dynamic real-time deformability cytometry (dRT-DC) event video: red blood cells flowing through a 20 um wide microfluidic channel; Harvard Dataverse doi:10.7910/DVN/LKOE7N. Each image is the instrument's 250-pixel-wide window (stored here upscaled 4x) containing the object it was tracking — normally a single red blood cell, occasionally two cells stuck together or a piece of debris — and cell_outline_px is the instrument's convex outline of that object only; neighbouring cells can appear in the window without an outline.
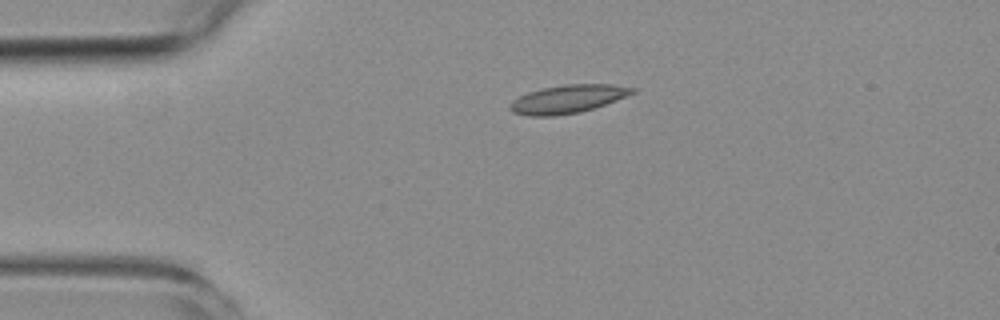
{"species": "common noctule bat (a hibernating species)", "species_latin": "Nyctalus noctula", "temperature_condition": "room temperature", "stored_images_in_passage": 3, "camera_frame_rate_fps": 3000, "um_per_image_px": 0.085, "animal": {"sex": "female", "body_mass_g": 19.3, "forearm_length_mm": 54.1}, "frame": {"image": 1, "passage_image": 1, "time_ms": 0.0, "image_size_px": [1000, 320], "cell_outline_px": [[636, 92], [616, 100], [580, 112], [552, 116], [528, 116], [512, 112], [508, 108], [508, 104], [512, 100], [528, 92], [544, 88], [564, 84], [612, 84], [636, 88]], "centroid_in_image_um": [48.23, 8.41], "position_along_channel_um": 36.8, "area_um2": 20.06}}